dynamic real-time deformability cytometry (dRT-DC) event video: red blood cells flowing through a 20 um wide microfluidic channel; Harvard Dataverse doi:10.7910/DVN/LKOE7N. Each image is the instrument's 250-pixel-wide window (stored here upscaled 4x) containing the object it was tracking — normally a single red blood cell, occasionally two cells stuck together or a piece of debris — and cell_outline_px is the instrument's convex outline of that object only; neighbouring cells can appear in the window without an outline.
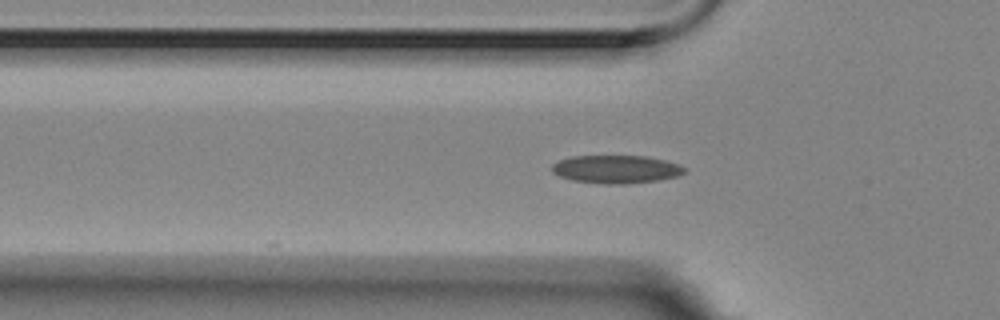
{"species": "Egyptian fruit bat (a non-hibernating species)", "species_latin": "Rousettus aegyptiacus", "temperature_condition": "room temperature", "stored_images_in_passage": 8, "camera_frame_rate_fps": 3000, "um_per_image_px": 0.085, "animal": {"sex": "female"}, "frame": {"image": 1, "passage_image": 4, "time_ms": 1.0, "image_size_px": [1000, 320], "cell_outline_px": [[688, 168], [684, 172], [676, 176], [656, 180], [628, 184], [604, 184], [572, 180], [560, 176], [552, 172], [552, 164], [560, 160], [572, 156], [644, 156], [664, 160], [680, 164]], "centroid_in_image_um": [52.37, 14.38], "position_along_channel_um": 73.4, "area_um2": 21.62}}
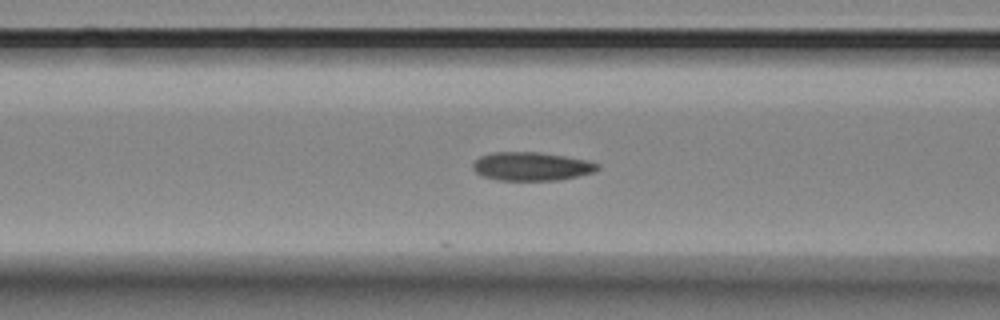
{"frame": {"image": 2, "passage_image": 8, "time_ms": 2.333, "image_size_px": [1000, 320], "cell_outline_px": [[600, 168], [592, 172], [576, 176], [556, 180], [496, 180], [484, 176], [476, 172], [472, 168], [472, 164], [480, 156], [492, 152], [540, 152], [588, 160], [600, 164]], "centroid_in_image_um": [45.16, 14.13], "position_along_channel_um": 121.4, "area_um2": 20.63}}